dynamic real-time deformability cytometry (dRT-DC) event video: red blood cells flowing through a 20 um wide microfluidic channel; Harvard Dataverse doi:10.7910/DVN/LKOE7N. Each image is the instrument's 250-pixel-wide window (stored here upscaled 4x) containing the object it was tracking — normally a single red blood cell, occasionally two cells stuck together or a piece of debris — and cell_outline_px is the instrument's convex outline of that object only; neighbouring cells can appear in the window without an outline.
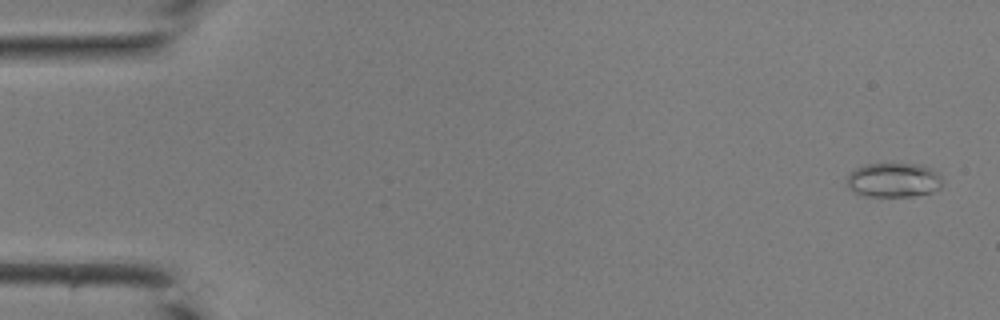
{"species": "common noctule bat (a hibernating species)", "species_latin": "Nyctalus noctula", "temperature_condition": "room temperature", "stored_images_in_passage": 43, "camera_frame_rate_fps": 3000, "um_per_image_px": 0.085, "animal": {"sex": "male", "body_mass_g": 19.0, "forearm_length_mm": 50.8}, "frame": {"image": 1, "passage_image": 2, "time_ms": 0.333, "image_size_px": [1000, 320], "cell_outline_px": [[940, 188], [932, 192], [912, 196], [864, 196], [852, 192], [848, 188], [848, 176], [856, 168], [868, 164], [920, 164], [932, 168], [940, 176]], "centroid_in_image_um": [75.95, 15.31], "position_along_channel_um": 9.1, "area_um2": 19.02}}
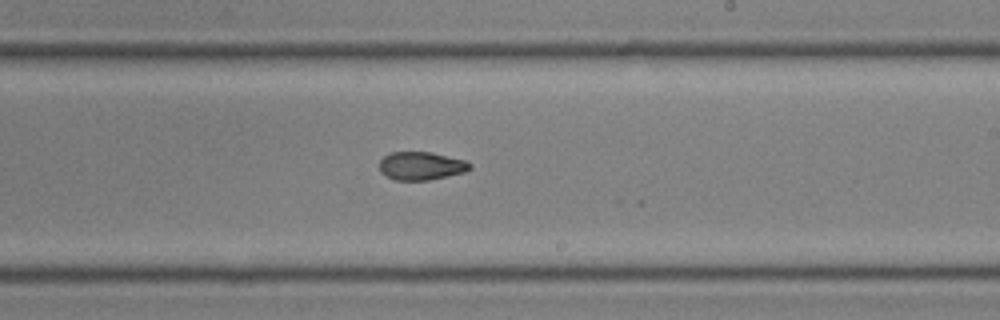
{"frame": {"image": 2, "passage_image": 26, "time_ms": 8.333, "image_size_px": [1000, 320], "cell_outline_px": [[472, 168], [464, 172], [428, 180], [396, 180], [380, 172], [380, 160], [384, 156], [392, 152], [432, 152], [464, 160], [472, 164]], "centroid_in_image_um": [35.81, 14.09], "position_along_channel_um": 253.2, "area_um2": 14.74}}
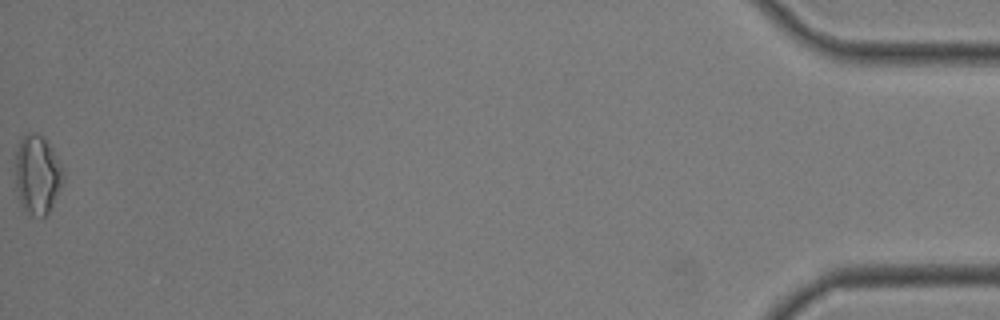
{"frame": {"image": 3, "passage_image": 43, "time_ms": 14.0, "image_size_px": [1000, 320], "cell_outline_px": [[64, 180], [48, 212], [44, 216], [28, 216], [20, 204], [16, 184], [16, 152], [20, 140], [28, 132], [36, 132], [44, 136], [52, 148], [64, 168]], "centroid_in_image_um": [3.18, 14.82], "position_along_channel_um": 432.0, "area_um2": 22.2}}